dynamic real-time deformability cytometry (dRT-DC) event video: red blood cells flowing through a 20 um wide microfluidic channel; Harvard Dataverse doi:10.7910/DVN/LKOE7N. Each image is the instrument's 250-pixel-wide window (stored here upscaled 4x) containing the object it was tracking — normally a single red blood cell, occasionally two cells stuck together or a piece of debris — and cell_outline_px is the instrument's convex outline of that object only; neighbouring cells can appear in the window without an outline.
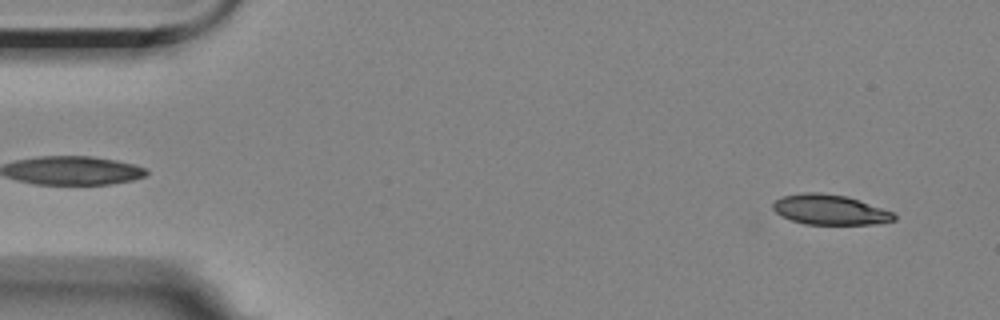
{"species": "Egyptian fruit bat (a non-hibernating species)", "species_latin": "Rousettus aegyptiacus", "temperature_condition": "room temperature", "stored_images_in_passage": 5, "camera_frame_rate_fps": 3000, "um_per_image_px": 0.085, "animal": {"sex": "female"}, "frame": {"image": 1, "passage_image": 3, "time_ms": 0.667, "image_size_px": [1000, 320], "cell_outline_px": [[896, 220], [872, 224], [804, 224], [792, 220], [776, 212], [772, 208], [772, 204], [780, 196], [804, 192], [820, 192], [848, 196], [896, 212]], "centroid_in_image_um": [70.57, 17.81], "position_along_channel_um": 14.4, "area_um2": 21.44}}